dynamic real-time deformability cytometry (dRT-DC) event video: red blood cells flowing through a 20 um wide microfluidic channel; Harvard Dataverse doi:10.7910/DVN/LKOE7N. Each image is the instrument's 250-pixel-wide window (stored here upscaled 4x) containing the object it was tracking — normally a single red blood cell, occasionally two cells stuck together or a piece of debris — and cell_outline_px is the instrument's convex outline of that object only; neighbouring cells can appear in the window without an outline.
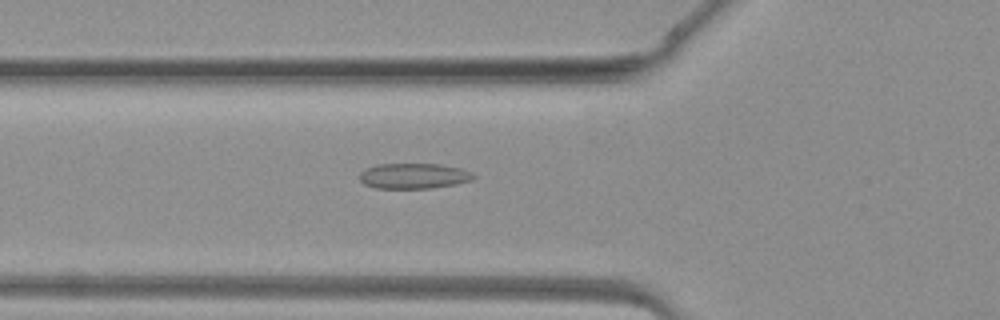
{"species": "common noctule bat (a hibernating species)", "species_latin": "Nyctalus noctula", "temperature_condition": "warm", "stored_images_in_passage": 5, "camera_frame_rate_fps": 3000, "um_per_image_px": 0.085, "animal": {"sex": "female", "body_mass_g": 19.3, "forearm_length_mm": 54.1}, "frame": {"image": 1, "passage_image": 3, "time_ms": 0.667, "image_size_px": [1000, 320], "cell_outline_px": [[476, 176], [472, 180], [456, 184], [432, 188], [376, 188], [364, 184], [360, 180], [360, 172], [364, 168], [376, 164], [440, 164], [460, 168], [472, 172]], "centroid_in_image_um": [35.16, 14.95], "position_along_channel_um": 90.6, "area_um2": 16.99}}